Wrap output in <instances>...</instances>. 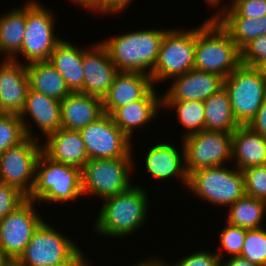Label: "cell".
I'll return each mask as SVG.
<instances>
[{
  "mask_svg": "<svg viewBox=\"0 0 266 266\" xmlns=\"http://www.w3.org/2000/svg\"><path fill=\"white\" fill-rule=\"evenodd\" d=\"M140 186L103 199L105 202L95 221L94 231L106 237H127L145 223L148 194Z\"/></svg>",
  "mask_w": 266,
  "mask_h": 266,
  "instance_id": "obj_1",
  "label": "cell"
},
{
  "mask_svg": "<svg viewBox=\"0 0 266 266\" xmlns=\"http://www.w3.org/2000/svg\"><path fill=\"white\" fill-rule=\"evenodd\" d=\"M167 30H138L102 41L120 72L150 75L156 65L162 38Z\"/></svg>",
  "mask_w": 266,
  "mask_h": 266,
  "instance_id": "obj_2",
  "label": "cell"
},
{
  "mask_svg": "<svg viewBox=\"0 0 266 266\" xmlns=\"http://www.w3.org/2000/svg\"><path fill=\"white\" fill-rule=\"evenodd\" d=\"M240 64V50L213 15L196 28L194 69L225 79Z\"/></svg>",
  "mask_w": 266,
  "mask_h": 266,
  "instance_id": "obj_3",
  "label": "cell"
},
{
  "mask_svg": "<svg viewBox=\"0 0 266 266\" xmlns=\"http://www.w3.org/2000/svg\"><path fill=\"white\" fill-rule=\"evenodd\" d=\"M75 244L43 221L17 261L23 266H83L89 261Z\"/></svg>",
  "mask_w": 266,
  "mask_h": 266,
  "instance_id": "obj_4",
  "label": "cell"
},
{
  "mask_svg": "<svg viewBox=\"0 0 266 266\" xmlns=\"http://www.w3.org/2000/svg\"><path fill=\"white\" fill-rule=\"evenodd\" d=\"M81 169L58 163L43 152L36 163L35 184L28 199L64 203L82 196Z\"/></svg>",
  "mask_w": 266,
  "mask_h": 266,
  "instance_id": "obj_5",
  "label": "cell"
},
{
  "mask_svg": "<svg viewBox=\"0 0 266 266\" xmlns=\"http://www.w3.org/2000/svg\"><path fill=\"white\" fill-rule=\"evenodd\" d=\"M234 118L240 126H248L266 98V78L261 68L240 64L223 81Z\"/></svg>",
  "mask_w": 266,
  "mask_h": 266,
  "instance_id": "obj_6",
  "label": "cell"
},
{
  "mask_svg": "<svg viewBox=\"0 0 266 266\" xmlns=\"http://www.w3.org/2000/svg\"><path fill=\"white\" fill-rule=\"evenodd\" d=\"M229 168L224 165L190 172L186 187L212 205L229 207L246 195L242 170Z\"/></svg>",
  "mask_w": 266,
  "mask_h": 266,
  "instance_id": "obj_7",
  "label": "cell"
},
{
  "mask_svg": "<svg viewBox=\"0 0 266 266\" xmlns=\"http://www.w3.org/2000/svg\"><path fill=\"white\" fill-rule=\"evenodd\" d=\"M133 158L91 159L81 170L82 194L108 198L128 190ZM132 169V170H131Z\"/></svg>",
  "mask_w": 266,
  "mask_h": 266,
  "instance_id": "obj_8",
  "label": "cell"
},
{
  "mask_svg": "<svg viewBox=\"0 0 266 266\" xmlns=\"http://www.w3.org/2000/svg\"><path fill=\"white\" fill-rule=\"evenodd\" d=\"M196 28L169 29L165 32L159 55L150 76L153 84L181 76L194 69Z\"/></svg>",
  "mask_w": 266,
  "mask_h": 266,
  "instance_id": "obj_9",
  "label": "cell"
},
{
  "mask_svg": "<svg viewBox=\"0 0 266 266\" xmlns=\"http://www.w3.org/2000/svg\"><path fill=\"white\" fill-rule=\"evenodd\" d=\"M54 17L51 10L37 0L26 2V26L23 43L18 54L29 64L48 61L56 45L62 40L55 36Z\"/></svg>",
  "mask_w": 266,
  "mask_h": 266,
  "instance_id": "obj_10",
  "label": "cell"
},
{
  "mask_svg": "<svg viewBox=\"0 0 266 266\" xmlns=\"http://www.w3.org/2000/svg\"><path fill=\"white\" fill-rule=\"evenodd\" d=\"M37 139L26 137L0 154V182L17 188L27 198L33 191L36 163L42 153V144Z\"/></svg>",
  "mask_w": 266,
  "mask_h": 266,
  "instance_id": "obj_11",
  "label": "cell"
},
{
  "mask_svg": "<svg viewBox=\"0 0 266 266\" xmlns=\"http://www.w3.org/2000/svg\"><path fill=\"white\" fill-rule=\"evenodd\" d=\"M182 139L188 174L202 168L224 166L231 161L232 133L203 130Z\"/></svg>",
  "mask_w": 266,
  "mask_h": 266,
  "instance_id": "obj_12",
  "label": "cell"
},
{
  "mask_svg": "<svg viewBox=\"0 0 266 266\" xmlns=\"http://www.w3.org/2000/svg\"><path fill=\"white\" fill-rule=\"evenodd\" d=\"M79 132L89 160L133 158L131 140L113 122L109 114L104 113Z\"/></svg>",
  "mask_w": 266,
  "mask_h": 266,
  "instance_id": "obj_13",
  "label": "cell"
},
{
  "mask_svg": "<svg viewBox=\"0 0 266 266\" xmlns=\"http://www.w3.org/2000/svg\"><path fill=\"white\" fill-rule=\"evenodd\" d=\"M33 203V200L27 198L0 220V249L11 260L19 258L35 230L44 221L40 214H37Z\"/></svg>",
  "mask_w": 266,
  "mask_h": 266,
  "instance_id": "obj_14",
  "label": "cell"
},
{
  "mask_svg": "<svg viewBox=\"0 0 266 266\" xmlns=\"http://www.w3.org/2000/svg\"><path fill=\"white\" fill-rule=\"evenodd\" d=\"M83 52L84 93L103 98L119 72L101 43Z\"/></svg>",
  "mask_w": 266,
  "mask_h": 266,
  "instance_id": "obj_15",
  "label": "cell"
},
{
  "mask_svg": "<svg viewBox=\"0 0 266 266\" xmlns=\"http://www.w3.org/2000/svg\"><path fill=\"white\" fill-rule=\"evenodd\" d=\"M26 64L4 59L0 64V110L7 114H20L29 90Z\"/></svg>",
  "mask_w": 266,
  "mask_h": 266,
  "instance_id": "obj_16",
  "label": "cell"
},
{
  "mask_svg": "<svg viewBox=\"0 0 266 266\" xmlns=\"http://www.w3.org/2000/svg\"><path fill=\"white\" fill-rule=\"evenodd\" d=\"M175 79V80H174ZM173 79L162 101H205L223 88L224 78L216 73L192 69Z\"/></svg>",
  "mask_w": 266,
  "mask_h": 266,
  "instance_id": "obj_17",
  "label": "cell"
},
{
  "mask_svg": "<svg viewBox=\"0 0 266 266\" xmlns=\"http://www.w3.org/2000/svg\"><path fill=\"white\" fill-rule=\"evenodd\" d=\"M61 101L55 100L44 94L33 91L29 88L25 105L23 110L20 112L19 117L23 123L26 137L34 138L31 134L32 130L30 123H27L26 116H30L33 119L39 129L40 134L46 138L49 134L56 132L61 128ZM29 114V115H28ZM26 121V122H25ZM30 124V125H29Z\"/></svg>",
  "mask_w": 266,
  "mask_h": 266,
  "instance_id": "obj_18",
  "label": "cell"
},
{
  "mask_svg": "<svg viewBox=\"0 0 266 266\" xmlns=\"http://www.w3.org/2000/svg\"><path fill=\"white\" fill-rule=\"evenodd\" d=\"M154 86L150 75L119 71L102 98L104 113L110 115L115 109L142 99Z\"/></svg>",
  "mask_w": 266,
  "mask_h": 266,
  "instance_id": "obj_19",
  "label": "cell"
},
{
  "mask_svg": "<svg viewBox=\"0 0 266 266\" xmlns=\"http://www.w3.org/2000/svg\"><path fill=\"white\" fill-rule=\"evenodd\" d=\"M42 144V152L51 160L82 170L89 161L84 141L79 131L58 129L49 134Z\"/></svg>",
  "mask_w": 266,
  "mask_h": 266,
  "instance_id": "obj_20",
  "label": "cell"
},
{
  "mask_svg": "<svg viewBox=\"0 0 266 266\" xmlns=\"http://www.w3.org/2000/svg\"><path fill=\"white\" fill-rule=\"evenodd\" d=\"M61 128L80 131L103 114L102 99L82 92L69 93L60 103Z\"/></svg>",
  "mask_w": 266,
  "mask_h": 266,
  "instance_id": "obj_21",
  "label": "cell"
},
{
  "mask_svg": "<svg viewBox=\"0 0 266 266\" xmlns=\"http://www.w3.org/2000/svg\"><path fill=\"white\" fill-rule=\"evenodd\" d=\"M157 96V91L153 87L142 99L117 108L110 114L113 122L130 140L134 129L142 128L158 116V111L162 107V96Z\"/></svg>",
  "mask_w": 266,
  "mask_h": 266,
  "instance_id": "obj_22",
  "label": "cell"
},
{
  "mask_svg": "<svg viewBox=\"0 0 266 266\" xmlns=\"http://www.w3.org/2000/svg\"><path fill=\"white\" fill-rule=\"evenodd\" d=\"M181 151L182 152L179 153V151L170 143L159 142L158 144H155L149 151H147V155L145 156V166L148 173L160 180L170 179L173 176H177L181 183L187 186L188 173L185 167V152L183 144Z\"/></svg>",
  "mask_w": 266,
  "mask_h": 266,
  "instance_id": "obj_23",
  "label": "cell"
},
{
  "mask_svg": "<svg viewBox=\"0 0 266 266\" xmlns=\"http://www.w3.org/2000/svg\"><path fill=\"white\" fill-rule=\"evenodd\" d=\"M231 159L239 170L266 165V138L249 126H238L232 132Z\"/></svg>",
  "mask_w": 266,
  "mask_h": 266,
  "instance_id": "obj_24",
  "label": "cell"
},
{
  "mask_svg": "<svg viewBox=\"0 0 266 266\" xmlns=\"http://www.w3.org/2000/svg\"><path fill=\"white\" fill-rule=\"evenodd\" d=\"M86 49L62 39L48 60L64 78L71 92L84 93L83 52Z\"/></svg>",
  "mask_w": 266,
  "mask_h": 266,
  "instance_id": "obj_25",
  "label": "cell"
},
{
  "mask_svg": "<svg viewBox=\"0 0 266 266\" xmlns=\"http://www.w3.org/2000/svg\"><path fill=\"white\" fill-rule=\"evenodd\" d=\"M213 17L229 33L239 50L255 38L266 34V15L259 19L239 17L226 5Z\"/></svg>",
  "mask_w": 266,
  "mask_h": 266,
  "instance_id": "obj_26",
  "label": "cell"
},
{
  "mask_svg": "<svg viewBox=\"0 0 266 266\" xmlns=\"http://www.w3.org/2000/svg\"><path fill=\"white\" fill-rule=\"evenodd\" d=\"M31 90L62 101L71 91L64 78L49 61L26 64Z\"/></svg>",
  "mask_w": 266,
  "mask_h": 266,
  "instance_id": "obj_27",
  "label": "cell"
},
{
  "mask_svg": "<svg viewBox=\"0 0 266 266\" xmlns=\"http://www.w3.org/2000/svg\"><path fill=\"white\" fill-rule=\"evenodd\" d=\"M26 26V5L0 16V53L5 59L18 61ZM17 57V58H16Z\"/></svg>",
  "mask_w": 266,
  "mask_h": 266,
  "instance_id": "obj_28",
  "label": "cell"
},
{
  "mask_svg": "<svg viewBox=\"0 0 266 266\" xmlns=\"http://www.w3.org/2000/svg\"><path fill=\"white\" fill-rule=\"evenodd\" d=\"M205 130L232 133L240 126L234 118L227 91L220 89L204 101Z\"/></svg>",
  "mask_w": 266,
  "mask_h": 266,
  "instance_id": "obj_29",
  "label": "cell"
},
{
  "mask_svg": "<svg viewBox=\"0 0 266 266\" xmlns=\"http://www.w3.org/2000/svg\"><path fill=\"white\" fill-rule=\"evenodd\" d=\"M226 223L244 227L247 230L263 228L262 220L266 213V201L244 196L229 206Z\"/></svg>",
  "mask_w": 266,
  "mask_h": 266,
  "instance_id": "obj_30",
  "label": "cell"
},
{
  "mask_svg": "<svg viewBox=\"0 0 266 266\" xmlns=\"http://www.w3.org/2000/svg\"><path fill=\"white\" fill-rule=\"evenodd\" d=\"M162 107L175 109L178 120L187 130L183 137L205 130L203 101H162Z\"/></svg>",
  "mask_w": 266,
  "mask_h": 266,
  "instance_id": "obj_31",
  "label": "cell"
},
{
  "mask_svg": "<svg viewBox=\"0 0 266 266\" xmlns=\"http://www.w3.org/2000/svg\"><path fill=\"white\" fill-rule=\"evenodd\" d=\"M26 138L19 114L3 113L0 116V154L18 145Z\"/></svg>",
  "mask_w": 266,
  "mask_h": 266,
  "instance_id": "obj_32",
  "label": "cell"
},
{
  "mask_svg": "<svg viewBox=\"0 0 266 266\" xmlns=\"http://www.w3.org/2000/svg\"><path fill=\"white\" fill-rule=\"evenodd\" d=\"M240 256L258 266H266L265 227L247 230Z\"/></svg>",
  "mask_w": 266,
  "mask_h": 266,
  "instance_id": "obj_33",
  "label": "cell"
},
{
  "mask_svg": "<svg viewBox=\"0 0 266 266\" xmlns=\"http://www.w3.org/2000/svg\"><path fill=\"white\" fill-rule=\"evenodd\" d=\"M246 196L266 201V165L242 170Z\"/></svg>",
  "mask_w": 266,
  "mask_h": 266,
  "instance_id": "obj_34",
  "label": "cell"
},
{
  "mask_svg": "<svg viewBox=\"0 0 266 266\" xmlns=\"http://www.w3.org/2000/svg\"><path fill=\"white\" fill-rule=\"evenodd\" d=\"M219 233L220 243L223 250L230 256H240L246 237L247 229L234 226L229 223Z\"/></svg>",
  "mask_w": 266,
  "mask_h": 266,
  "instance_id": "obj_35",
  "label": "cell"
},
{
  "mask_svg": "<svg viewBox=\"0 0 266 266\" xmlns=\"http://www.w3.org/2000/svg\"><path fill=\"white\" fill-rule=\"evenodd\" d=\"M266 62V34L250 41L240 50V63L260 68Z\"/></svg>",
  "mask_w": 266,
  "mask_h": 266,
  "instance_id": "obj_36",
  "label": "cell"
},
{
  "mask_svg": "<svg viewBox=\"0 0 266 266\" xmlns=\"http://www.w3.org/2000/svg\"><path fill=\"white\" fill-rule=\"evenodd\" d=\"M27 197L17 188L0 182V220L20 206Z\"/></svg>",
  "mask_w": 266,
  "mask_h": 266,
  "instance_id": "obj_37",
  "label": "cell"
},
{
  "mask_svg": "<svg viewBox=\"0 0 266 266\" xmlns=\"http://www.w3.org/2000/svg\"><path fill=\"white\" fill-rule=\"evenodd\" d=\"M208 251L199 250L191 253L179 259L175 264L171 263L170 266H219L220 260H224L223 253Z\"/></svg>",
  "mask_w": 266,
  "mask_h": 266,
  "instance_id": "obj_38",
  "label": "cell"
},
{
  "mask_svg": "<svg viewBox=\"0 0 266 266\" xmlns=\"http://www.w3.org/2000/svg\"><path fill=\"white\" fill-rule=\"evenodd\" d=\"M229 7L239 17L259 19L266 15V0H232Z\"/></svg>",
  "mask_w": 266,
  "mask_h": 266,
  "instance_id": "obj_39",
  "label": "cell"
},
{
  "mask_svg": "<svg viewBox=\"0 0 266 266\" xmlns=\"http://www.w3.org/2000/svg\"><path fill=\"white\" fill-rule=\"evenodd\" d=\"M253 131L266 138V98L254 119L248 125Z\"/></svg>",
  "mask_w": 266,
  "mask_h": 266,
  "instance_id": "obj_40",
  "label": "cell"
},
{
  "mask_svg": "<svg viewBox=\"0 0 266 266\" xmlns=\"http://www.w3.org/2000/svg\"><path fill=\"white\" fill-rule=\"evenodd\" d=\"M133 0H105V14L121 13Z\"/></svg>",
  "mask_w": 266,
  "mask_h": 266,
  "instance_id": "obj_41",
  "label": "cell"
},
{
  "mask_svg": "<svg viewBox=\"0 0 266 266\" xmlns=\"http://www.w3.org/2000/svg\"><path fill=\"white\" fill-rule=\"evenodd\" d=\"M86 10L105 14V0H72Z\"/></svg>",
  "mask_w": 266,
  "mask_h": 266,
  "instance_id": "obj_42",
  "label": "cell"
},
{
  "mask_svg": "<svg viewBox=\"0 0 266 266\" xmlns=\"http://www.w3.org/2000/svg\"><path fill=\"white\" fill-rule=\"evenodd\" d=\"M219 266H258L241 256H234L225 261L220 260Z\"/></svg>",
  "mask_w": 266,
  "mask_h": 266,
  "instance_id": "obj_43",
  "label": "cell"
},
{
  "mask_svg": "<svg viewBox=\"0 0 266 266\" xmlns=\"http://www.w3.org/2000/svg\"><path fill=\"white\" fill-rule=\"evenodd\" d=\"M133 266H170V263L168 264L167 261L164 262L159 258H150L149 260L147 258V260L139 261Z\"/></svg>",
  "mask_w": 266,
  "mask_h": 266,
  "instance_id": "obj_44",
  "label": "cell"
},
{
  "mask_svg": "<svg viewBox=\"0 0 266 266\" xmlns=\"http://www.w3.org/2000/svg\"><path fill=\"white\" fill-rule=\"evenodd\" d=\"M11 259L0 249V266H7Z\"/></svg>",
  "mask_w": 266,
  "mask_h": 266,
  "instance_id": "obj_45",
  "label": "cell"
},
{
  "mask_svg": "<svg viewBox=\"0 0 266 266\" xmlns=\"http://www.w3.org/2000/svg\"><path fill=\"white\" fill-rule=\"evenodd\" d=\"M206 2L209 6L211 5L215 8L220 4L221 0H206Z\"/></svg>",
  "mask_w": 266,
  "mask_h": 266,
  "instance_id": "obj_46",
  "label": "cell"
},
{
  "mask_svg": "<svg viewBox=\"0 0 266 266\" xmlns=\"http://www.w3.org/2000/svg\"><path fill=\"white\" fill-rule=\"evenodd\" d=\"M7 266H23L17 260H11Z\"/></svg>",
  "mask_w": 266,
  "mask_h": 266,
  "instance_id": "obj_47",
  "label": "cell"
},
{
  "mask_svg": "<svg viewBox=\"0 0 266 266\" xmlns=\"http://www.w3.org/2000/svg\"><path fill=\"white\" fill-rule=\"evenodd\" d=\"M260 68L263 72L264 77L266 78V62Z\"/></svg>",
  "mask_w": 266,
  "mask_h": 266,
  "instance_id": "obj_48",
  "label": "cell"
},
{
  "mask_svg": "<svg viewBox=\"0 0 266 266\" xmlns=\"http://www.w3.org/2000/svg\"><path fill=\"white\" fill-rule=\"evenodd\" d=\"M83 266H90V264L87 262L85 265H83Z\"/></svg>",
  "mask_w": 266,
  "mask_h": 266,
  "instance_id": "obj_49",
  "label": "cell"
}]
</instances>
